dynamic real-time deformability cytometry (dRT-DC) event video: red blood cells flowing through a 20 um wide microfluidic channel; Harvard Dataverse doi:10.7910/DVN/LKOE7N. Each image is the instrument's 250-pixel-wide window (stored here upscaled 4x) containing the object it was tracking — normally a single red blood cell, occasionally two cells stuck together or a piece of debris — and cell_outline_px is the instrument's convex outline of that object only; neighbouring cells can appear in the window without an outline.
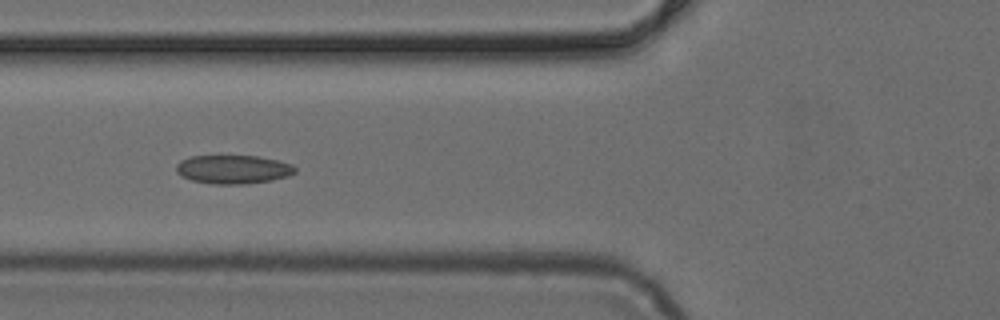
{"species": "common noctule bat (a hibernating species)", "species_latin": "Nyctalus noctula", "temperature_condition": "cold", "stored_images_in_passage": 5, "camera_frame_rate_fps": 3000, "um_per_image_px": 0.085, "animal": {"sex": "female", "body_mass_g": 24.6, "forearm_length_mm": 56.2}, "frame": {"image": 1, "passage_image": 5, "time_ms": 1.333, "image_size_px": [1000, 320], "cell_outline_px": [[296, 172], [288, 176], [272, 180], [248, 184], [212, 184], [192, 180], [180, 176], [176, 172], [176, 164], [180, 160], [188, 156], [260, 156], [280, 160], [292, 164], [296, 168]], "centroid_in_image_um": [19.82, 14.39], "position_along_channel_um": 106.0, "area_um2": 20.17}}